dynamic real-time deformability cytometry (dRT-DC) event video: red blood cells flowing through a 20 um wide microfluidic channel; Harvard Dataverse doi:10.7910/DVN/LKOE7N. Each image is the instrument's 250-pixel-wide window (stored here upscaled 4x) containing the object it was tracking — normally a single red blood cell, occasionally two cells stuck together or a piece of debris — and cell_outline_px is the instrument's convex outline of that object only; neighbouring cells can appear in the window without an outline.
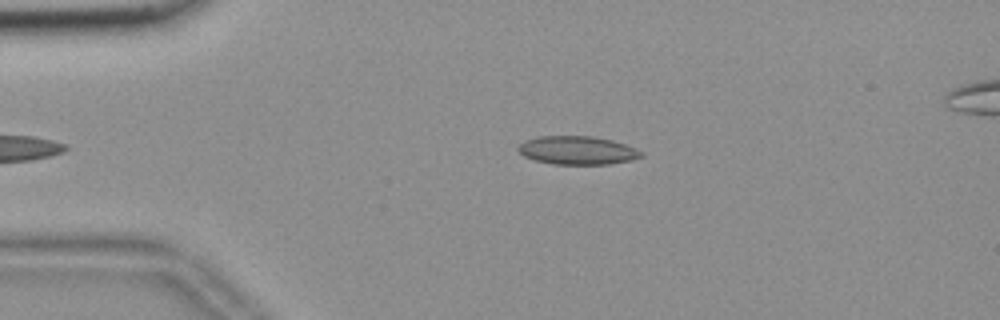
{"species": "common noctule bat (a hibernating species)", "species_latin": "Nyctalus noctula", "temperature_condition": "room temperature", "stored_images_in_passage": 39, "camera_frame_rate_fps": 3000, "um_per_image_px": 0.085, "animal": {"sex": "female", "body_mass_g": 18.4}, "frame": {"image": 1, "passage_image": 2, "time_ms": 0.333, "image_size_px": [1000, 320], "cell_outline_px": [[644, 156], [632, 160], [608, 164], [552, 164], [536, 160], [524, 156], [516, 148], [524, 140], [536, 136], [592, 136], [612, 140], [636, 148], [644, 152]], "centroid_in_image_um": [49.09, 12.77], "position_along_channel_um": 35.9, "area_um2": 20.46}}
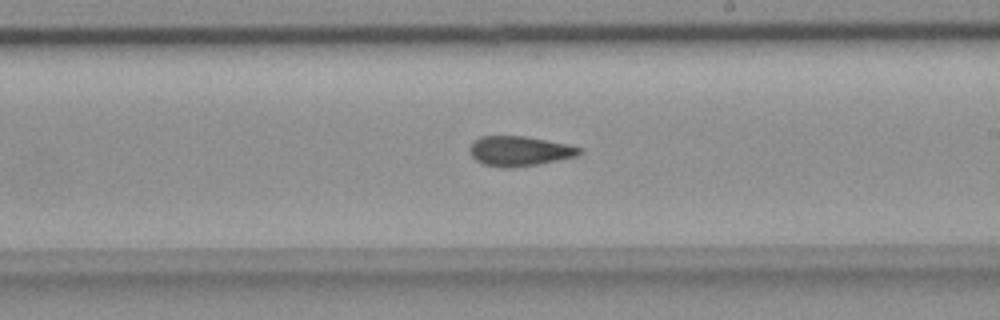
{"frame": {"image": 2, "passage_image": 22, "time_ms": 7.0, "image_size_px": [1000, 320], "cell_outline_px": [[584, 152], [576, 156], [536, 164], [508, 168], [504, 168], [484, 164], [476, 160], [472, 156], [468, 148], [472, 140], [480, 136], [524, 136], [568, 144], [584, 148]], "centroid_in_image_um": [44.14, 12.82], "position_along_channel_um": 244.9, "area_um2": 19.13}}
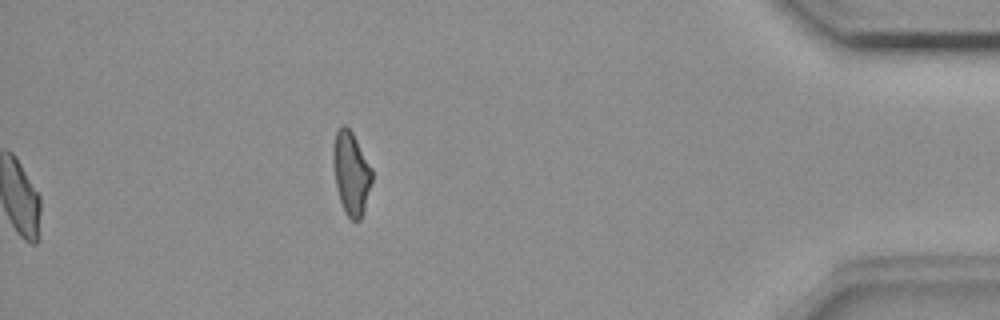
{"frame": {"image": 3, "passage_image": 39, "time_ms": 12.667, "image_size_px": [1000, 320], "cell_outline_px": [[372, 180], [364, 208], [360, 220], [352, 220], [344, 212], [336, 188], [332, 160], [332, 148], [336, 132], [344, 124], [352, 132], [372, 168]], "centroid_in_image_um": [29.83, 14.71], "position_along_channel_um": 405.4, "area_um2": 18.67}, "authors_computed_cell_mechanics": {"area_um2": 19.2474, "velocity_mm_per_s": 3.6842, "shape_relaxation_time_tau1_ms": null, "shape_relaxation_time_tau2_ms": 2.6461, "deformation_change_tau1": null, "deformation_change_tau2": 0.1024}}